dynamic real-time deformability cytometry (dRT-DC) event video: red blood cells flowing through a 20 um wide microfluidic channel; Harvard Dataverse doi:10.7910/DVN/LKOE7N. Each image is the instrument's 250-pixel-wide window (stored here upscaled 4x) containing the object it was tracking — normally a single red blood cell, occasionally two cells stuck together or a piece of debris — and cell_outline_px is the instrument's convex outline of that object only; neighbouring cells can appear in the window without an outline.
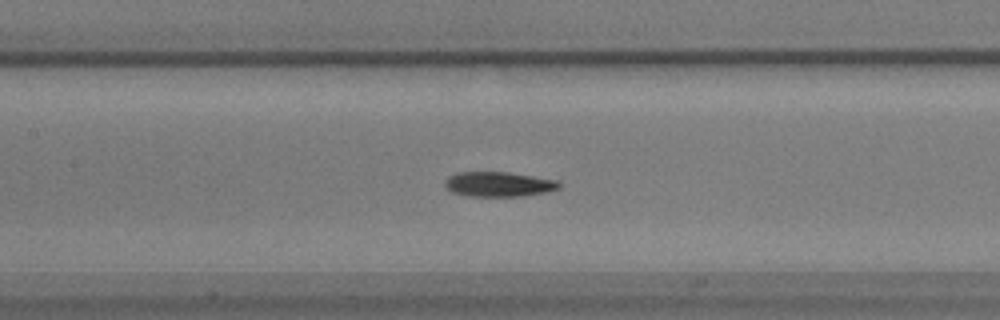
{"species": "common noctule bat (a hibernating species)", "species_latin": "Nyctalus noctula", "temperature_condition": "warm", "stored_images_in_passage": 50, "camera_frame_rate_fps": 3000, "um_per_image_px": 0.085, "animal": {"sex": "male", "body_mass_g": 17.9}, "frame": {"image": 1, "passage_image": 20, "time_ms": 6.333, "image_size_px": [1000, 320], "cell_outline_px": [[560, 188], [544, 192], [520, 196], [468, 196], [452, 192], [444, 184], [444, 180], [448, 176], [456, 172], [508, 172], [560, 180]], "centroid_in_image_um": [42.38, 15.64], "position_along_channel_um": 165.0, "area_um2": 16.59}}
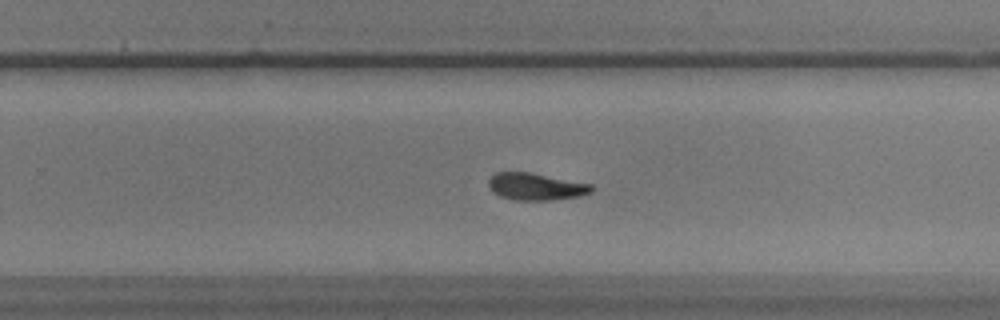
{"frame": {"image": 2, "passage_image": 30, "time_ms": 9.667, "image_size_px": [1000, 320], "cell_outline_px": [[592, 192], [580, 196], [552, 200], [516, 200], [500, 196], [492, 192], [488, 188], [488, 180], [496, 172], [532, 172], [592, 184]], "centroid_in_image_um": [45.53, 15.85], "position_along_channel_um": 284.3, "area_um2": 16.42}}
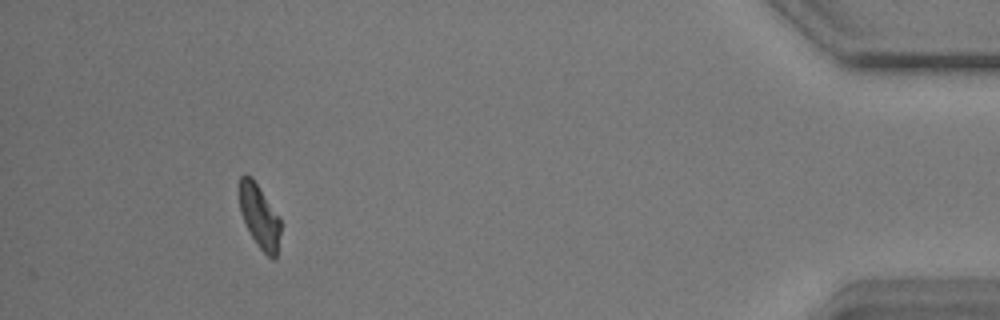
{"frame": {"image": 3, "passage_image": 46, "time_ms": 15.0, "image_size_px": [1000, 320], "cell_outline_px": [[280, 232], [276, 260], [272, 260], [260, 248], [252, 236], [240, 212], [240, 176], [244, 172], [252, 176], [280, 216]], "centroid_in_image_um": [22.07, 18.36], "position_along_channel_um": 413.1, "area_um2": 15.32}, "authors_computed_cell_mechanics": {"area_um2": 16.4152, "velocity_mm_per_s": 3.5869, "shape_relaxation_time_tau1_ms": 4.0131, "shape_relaxation_time_tau2_ms": 3.9278, "deformation_change_tau1": 0.1646, "deformation_change_tau2": 0.0886}}